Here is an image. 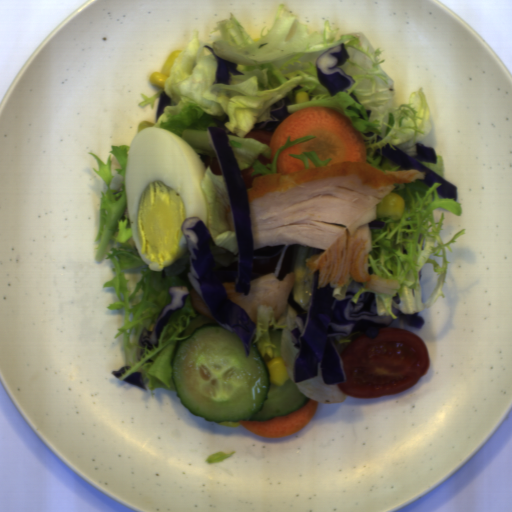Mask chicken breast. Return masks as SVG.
<instances>
[{
	"label": "chicken breast",
	"mask_w": 512,
	"mask_h": 512,
	"mask_svg": "<svg viewBox=\"0 0 512 512\" xmlns=\"http://www.w3.org/2000/svg\"><path fill=\"white\" fill-rule=\"evenodd\" d=\"M416 169L381 170L363 161H344L258 175L246 189L253 251L278 244L323 250L305 258L309 275L318 272V289L349 286L351 279L364 289L395 296L396 280L369 275L372 251L369 223L378 204L395 184L425 180Z\"/></svg>",
	"instance_id": "1"
},
{
	"label": "chicken breast",
	"mask_w": 512,
	"mask_h": 512,
	"mask_svg": "<svg viewBox=\"0 0 512 512\" xmlns=\"http://www.w3.org/2000/svg\"><path fill=\"white\" fill-rule=\"evenodd\" d=\"M296 274L287 273L282 280H278L274 272H269L250 282L248 295L236 293L235 281L222 283L227 298L244 310L246 315L257 323L258 306L272 307L275 322L281 318L287 308L291 291L295 284Z\"/></svg>",
	"instance_id": "2"
},
{
	"label": "chicken breast",
	"mask_w": 512,
	"mask_h": 512,
	"mask_svg": "<svg viewBox=\"0 0 512 512\" xmlns=\"http://www.w3.org/2000/svg\"><path fill=\"white\" fill-rule=\"evenodd\" d=\"M189 295H190V300H191V304H192L193 308L197 312L202 314L203 316H205V317H207L209 319L214 320L210 310L208 309V307L205 304L203 298L198 293V291L196 290L195 287L191 289V291L189 292ZM214 321H216V320H214Z\"/></svg>",
	"instance_id": "3"
},
{
	"label": "chicken breast",
	"mask_w": 512,
	"mask_h": 512,
	"mask_svg": "<svg viewBox=\"0 0 512 512\" xmlns=\"http://www.w3.org/2000/svg\"><path fill=\"white\" fill-rule=\"evenodd\" d=\"M227 223L231 231L237 232L232 205L226 210Z\"/></svg>",
	"instance_id": "4"
}]
</instances>
